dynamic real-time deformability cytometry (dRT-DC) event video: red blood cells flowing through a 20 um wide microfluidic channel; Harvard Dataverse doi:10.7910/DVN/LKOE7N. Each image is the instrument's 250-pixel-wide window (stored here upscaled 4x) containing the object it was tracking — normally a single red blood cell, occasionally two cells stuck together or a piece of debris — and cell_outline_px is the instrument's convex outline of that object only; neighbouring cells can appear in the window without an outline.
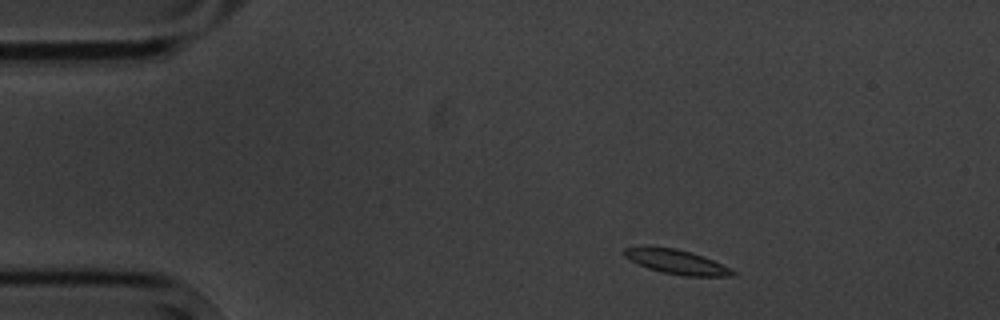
{"species": "common noctule bat (a hibernating species)", "species_latin": "Nyctalus noctula", "temperature_condition": "cold", "stored_images_in_passage": 4, "camera_frame_rate_fps": 3000, "um_per_image_px": 0.085, "animal": {"sex": "male", "body_mass_g": 20.1, "forearm_length_mm": 53.5}, "frame": {"image": 1, "passage_image": 2, "time_ms": 1.0, "image_size_px": [1000, 320], "cell_outline_px": [[736, 276], [684, 276], [664, 272], [648, 268], [624, 256], [624, 248], [676, 248], [692, 252], [704, 256], [732, 268], [736, 272]], "centroid_in_image_um": [57.64, 22.28], "position_along_channel_um": 27.4, "area_um2": 15.03}}